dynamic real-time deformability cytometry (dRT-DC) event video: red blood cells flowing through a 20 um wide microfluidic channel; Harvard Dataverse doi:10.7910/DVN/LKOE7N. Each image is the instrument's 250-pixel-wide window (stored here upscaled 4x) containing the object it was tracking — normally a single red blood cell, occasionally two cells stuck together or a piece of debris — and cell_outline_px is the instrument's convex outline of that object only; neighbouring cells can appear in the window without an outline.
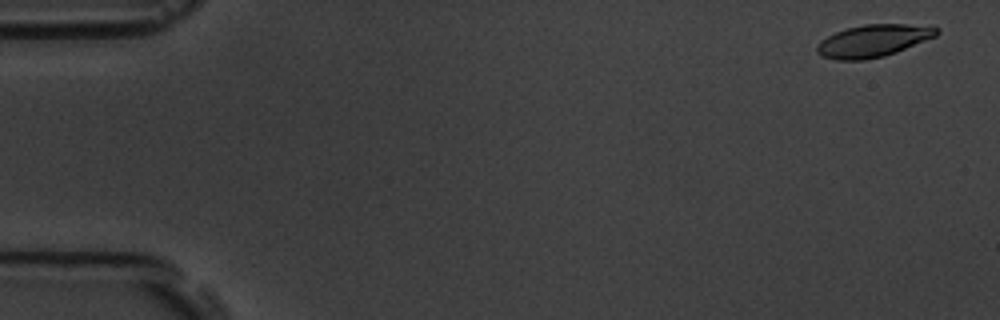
{"species": "common noctule bat (a hibernating species)", "species_latin": "Nyctalus noctula", "temperature_condition": "room temperature", "stored_images_in_passage": 6, "segment_of_instrument_passage": [1, 2], "camera_frame_rate_fps": 3000, "um_per_image_px": 0.085, "animal": {"sex": "male", "body_mass_g": 19.5, "forearm_length_mm": 54.6}, "frame": {"image": 1, "passage_image": 1, "time_ms": 0.0, "image_size_px": [1000, 320], "cell_outline_px": [[940, 32], [936, 36], [896, 52], [884, 56], [864, 60], [836, 60], [820, 56], [816, 52], [816, 44], [820, 40], [836, 32], [848, 28], [864, 24], [904, 24], [940, 28]], "centroid_in_image_um": [74.18, 3.48], "position_along_channel_um": 10.8, "area_um2": 22.48}}
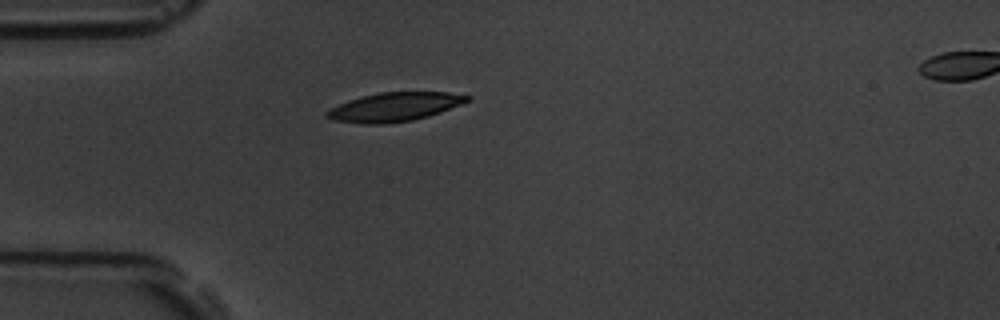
{"frame": {"image": 2, "passage_image": 5, "time_ms": 4.667, "image_size_px": [1000, 320], "cell_outline_px": [[472, 100], [440, 112], [428, 116], [412, 120], [384, 124], [364, 124], [332, 120], [324, 116], [324, 112], [340, 104], [360, 96], [380, 92], [448, 92], [472, 96]], "centroid_in_image_um": [33.54, 9.09], "position_along_channel_um": 51.5, "area_um2": 23.64}}